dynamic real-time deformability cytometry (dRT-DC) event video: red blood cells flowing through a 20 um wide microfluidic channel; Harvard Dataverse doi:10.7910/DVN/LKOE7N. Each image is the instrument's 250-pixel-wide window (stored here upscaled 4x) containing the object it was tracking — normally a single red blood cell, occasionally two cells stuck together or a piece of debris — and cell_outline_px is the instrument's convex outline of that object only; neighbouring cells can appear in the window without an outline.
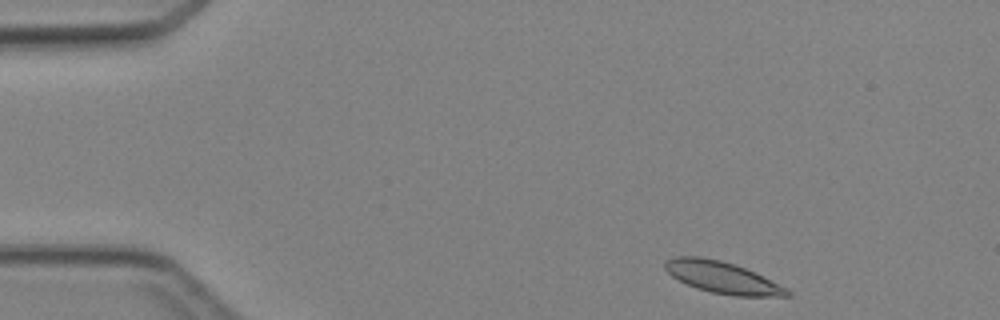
{"species": "Egyptian fruit bat (a non-hibernating species)", "species_latin": "Rousettus aegyptiacus", "temperature_condition": "cold", "stored_images_in_passage": 3, "camera_frame_rate_fps": 3000, "um_per_image_px": 0.085, "animal": {"sex": "female"}, "frame": {"image": 1, "passage_image": 1, "time_ms": 0.0, "image_size_px": [1000, 320], "cell_outline_px": [[792, 296], [736, 296], [712, 292], [696, 288], [672, 276], [664, 268], [664, 260], [676, 256], [700, 256], [720, 260], [756, 272], [788, 288], [792, 292]], "centroid_in_image_um": [61.42, 23.58], "position_along_channel_um": 23.6, "area_um2": 22.54}}